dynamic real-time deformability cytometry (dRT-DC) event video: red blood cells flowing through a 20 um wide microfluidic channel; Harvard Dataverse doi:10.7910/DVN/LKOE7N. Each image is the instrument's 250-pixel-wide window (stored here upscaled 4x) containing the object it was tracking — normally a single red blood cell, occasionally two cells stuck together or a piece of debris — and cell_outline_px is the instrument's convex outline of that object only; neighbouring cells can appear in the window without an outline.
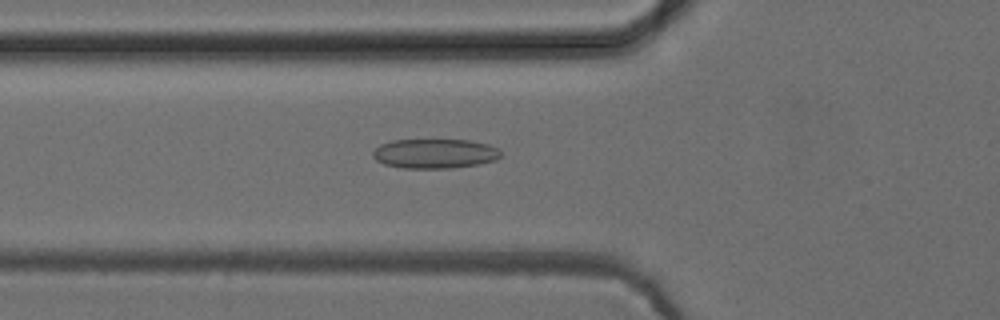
{"species": "common noctule bat (a hibernating species)", "species_latin": "Nyctalus noctula", "temperature_condition": "cold", "stored_images_in_passage": 45, "camera_frame_rate_fps": 3000, "um_per_image_px": 0.085, "animal": {"sex": "female", "body_mass_g": 24.6, "forearm_length_mm": 56.2}, "frame": {"image": 1, "passage_image": 12, "time_ms": 3.667, "image_size_px": [1000, 320], "cell_outline_px": [[500, 156], [496, 160], [476, 164], [452, 168], [404, 168], [384, 164], [376, 160], [372, 156], [372, 152], [380, 144], [392, 140], [472, 140], [488, 144], [496, 148], [500, 152]], "centroid_in_image_um": [36.93, 13.05], "position_along_channel_um": 88.9, "area_um2": 21.96}}
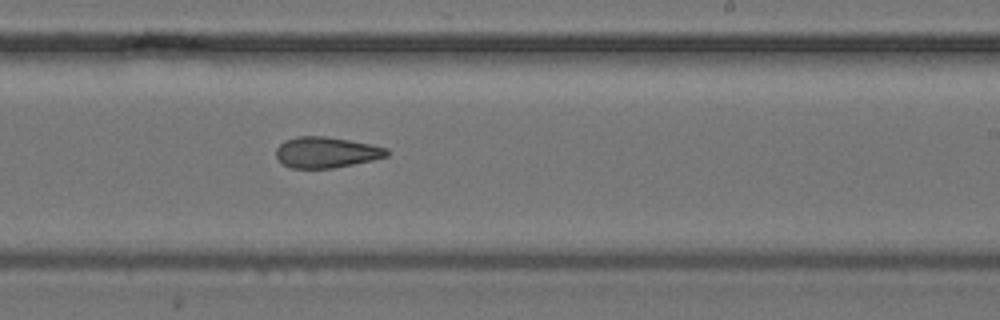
{"frame": {"image": 2, "passage_image": 25, "time_ms": 8.0, "image_size_px": [1000, 320], "cell_outline_px": [[388, 156], [372, 160], [332, 168], [292, 168], [280, 164], [276, 156], [276, 148], [284, 140], [296, 136], [324, 136], [372, 144], [388, 148]], "centroid_in_image_um": [27.7, 12.94], "position_along_channel_um": 261.3, "area_um2": 20.0}}
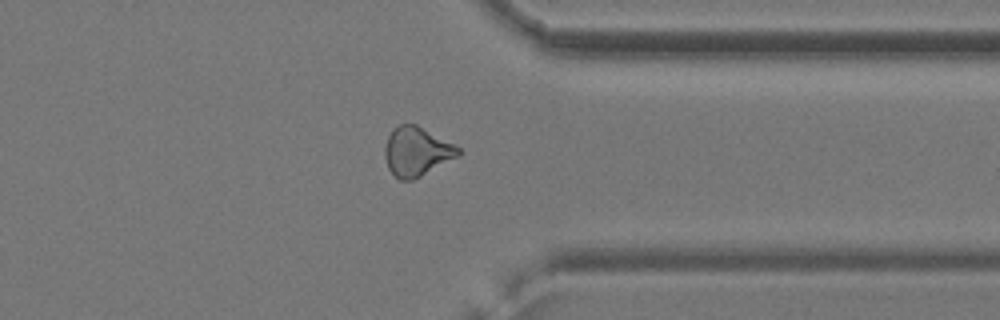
{"frame": {"image": 3, "passage_image": 34, "time_ms": 11.0, "image_size_px": [1000, 320], "cell_outline_px": [[460, 156], [412, 180], [400, 180], [388, 168], [384, 156], [384, 148], [388, 136], [392, 128], [400, 124], [416, 124], [456, 144], [460, 148]], "centroid_in_image_um": [35.43, 12.86], "position_along_channel_um": 376.0, "area_um2": 21.15}, "authors_computed_cell_mechanics": {"area_um2": 20.6924, "velocity_mm_per_s": 3.9598, "shape_relaxation_time_tau1_ms": null, "shape_relaxation_time_tau2_ms": 7.2628, "deformation_change_tau1": null, "deformation_change_tau2": 0.1904}}